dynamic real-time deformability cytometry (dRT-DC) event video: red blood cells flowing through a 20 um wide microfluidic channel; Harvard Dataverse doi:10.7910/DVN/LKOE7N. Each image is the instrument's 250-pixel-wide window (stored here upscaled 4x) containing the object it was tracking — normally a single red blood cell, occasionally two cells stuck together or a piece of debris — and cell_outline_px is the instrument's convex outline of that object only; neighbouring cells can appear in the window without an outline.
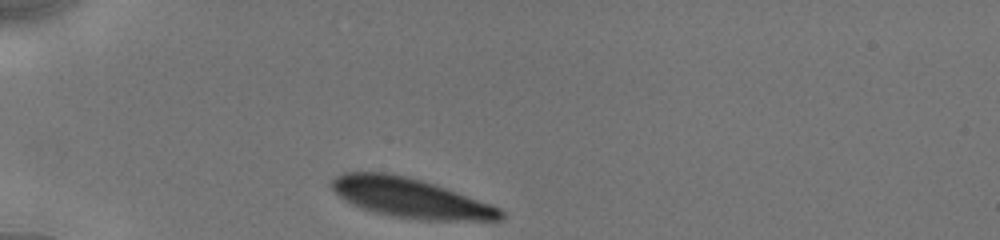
{"species": "human", "species_latin": "Homo sapiens", "temperature_condition": "cold", "stored_images_in_passage": 5, "camera_frame_rate_fps": 3000, "um_per_image_px": 0.085, "donor": {"sex": "male"}, "frame": {"image": 1, "passage_image": 1, "time_ms": 0.0, "image_size_px": [1000, 240], "cell_outline_px": [[504, 216], [500, 220], [420, 220], [392, 216], [360, 208], [344, 200], [332, 188], [332, 180], [336, 176], [344, 172], [384, 172], [404, 176], [420, 180], [444, 188], [500, 208], [504, 212]], "centroid_in_image_um": [34.85, 16.83], "position_along_channel_um": 50.2, "area_um2": 38.26}}